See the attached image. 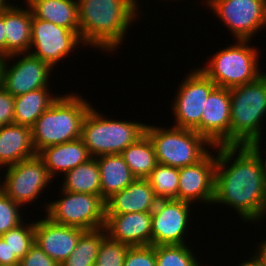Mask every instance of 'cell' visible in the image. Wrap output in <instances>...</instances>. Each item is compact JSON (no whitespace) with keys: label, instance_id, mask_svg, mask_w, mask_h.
I'll return each instance as SVG.
<instances>
[{"label":"cell","instance_id":"obj_1","mask_svg":"<svg viewBox=\"0 0 266 266\" xmlns=\"http://www.w3.org/2000/svg\"><path fill=\"white\" fill-rule=\"evenodd\" d=\"M213 204L232 208L254 228L266 219V176L248 145L217 146Z\"/></svg>","mask_w":266,"mask_h":266},{"label":"cell","instance_id":"obj_2","mask_svg":"<svg viewBox=\"0 0 266 266\" xmlns=\"http://www.w3.org/2000/svg\"><path fill=\"white\" fill-rule=\"evenodd\" d=\"M80 38L102 53L119 52L129 27L143 16L140 0H77ZM140 3V4H139ZM140 11V12H139ZM139 15V16H138ZM138 18V19H137ZM120 45V47H119ZM93 46V47H92Z\"/></svg>","mask_w":266,"mask_h":266},{"label":"cell","instance_id":"obj_3","mask_svg":"<svg viewBox=\"0 0 266 266\" xmlns=\"http://www.w3.org/2000/svg\"><path fill=\"white\" fill-rule=\"evenodd\" d=\"M87 100L73 91L59 95L31 127L36 153L43 148L81 138L83 120L93 106Z\"/></svg>","mask_w":266,"mask_h":266},{"label":"cell","instance_id":"obj_4","mask_svg":"<svg viewBox=\"0 0 266 266\" xmlns=\"http://www.w3.org/2000/svg\"><path fill=\"white\" fill-rule=\"evenodd\" d=\"M230 95V145H248L262 140L266 119V71L255 81L230 89Z\"/></svg>","mask_w":266,"mask_h":266},{"label":"cell","instance_id":"obj_5","mask_svg":"<svg viewBox=\"0 0 266 266\" xmlns=\"http://www.w3.org/2000/svg\"><path fill=\"white\" fill-rule=\"evenodd\" d=\"M232 40V45L211 53L206 64L199 66L216 86L227 89L253 82L265 73L259 67V48L251 46V40Z\"/></svg>","mask_w":266,"mask_h":266},{"label":"cell","instance_id":"obj_6","mask_svg":"<svg viewBox=\"0 0 266 266\" xmlns=\"http://www.w3.org/2000/svg\"><path fill=\"white\" fill-rule=\"evenodd\" d=\"M146 125L134 120L112 119L111 116L109 119L92 106L83 120L81 139L92 158L121 154L145 134Z\"/></svg>","mask_w":266,"mask_h":266},{"label":"cell","instance_id":"obj_7","mask_svg":"<svg viewBox=\"0 0 266 266\" xmlns=\"http://www.w3.org/2000/svg\"><path fill=\"white\" fill-rule=\"evenodd\" d=\"M157 161L174 168H182L199 162L214 147L192 129L146 125ZM210 147V148H209Z\"/></svg>","mask_w":266,"mask_h":266},{"label":"cell","instance_id":"obj_8","mask_svg":"<svg viewBox=\"0 0 266 266\" xmlns=\"http://www.w3.org/2000/svg\"><path fill=\"white\" fill-rule=\"evenodd\" d=\"M61 199L48 201L41 206L52 222L80 228L84 231L103 228L106 205L100 195L60 190ZM45 207V208H44Z\"/></svg>","mask_w":266,"mask_h":266},{"label":"cell","instance_id":"obj_9","mask_svg":"<svg viewBox=\"0 0 266 266\" xmlns=\"http://www.w3.org/2000/svg\"><path fill=\"white\" fill-rule=\"evenodd\" d=\"M2 173L1 190L15 203L26 208L36 203L38 196L51 184L52 178L43 160L35 155L29 159L7 166ZM35 201V202H34Z\"/></svg>","mask_w":266,"mask_h":266},{"label":"cell","instance_id":"obj_10","mask_svg":"<svg viewBox=\"0 0 266 266\" xmlns=\"http://www.w3.org/2000/svg\"><path fill=\"white\" fill-rule=\"evenodd\" d=\"M186 75L172 99L171 114L175 117L173 126L194 130L200 124L206 99L216 85L199 67L192 68Z\"/></svg>","mask_w":266,"mask_h":266},{"label":"cell","instance_id":"obj_11","mask_svg":"<svg viewBox=\"0 0 266 266\" xmlns=\"http://www.w3.org/2000/svg\"><path fill=\"white\" fill-rule=\"evenodd\" d=\"M207 10L217 15L235 40L252 41L266 28V0H215Z\"/></svg>","mask_w":266,"mask_h":266},{"label":"cell","instance_id":"obj_12","mask_svg":"<svg viewBox=\"0 0 266 266\" xmlns=\"http://www.w3.org/2000/svg\"><path fill=\"white\" fill-rule=\"evenodd\" d=\"M84 46L79 32L58 26L33 16L31 26V43L29 53L48 63L53 69L63 59L73 56Z\"/></svg>","mask_w":266,"mask_h":266},{"label":"cell","instance_id":"obj_13","mask_svg":"<svg viewBox=\"0 0 266 266\" xmlns=\"http://www.w3.org/2000/svg\"><path fill=\"white\" fill-rule=\"evenodd\" d=\"M52 72L53 68L48 63L30 53L13 54L5 57L1 86L16 97L43 87H50L49 84L52 83L49 82L53 80L50 78Z\"/></svg>","mask_w":266,"mask_h":266},{"label":"cell","instance_id":"obj_14","mask_svg":"<svg viewBox=\"0 0 266 266\" xmlns=\"http://www.w3.org/2000/svg\"><path fill=\"white\" fill-rule=\"evenodd\" d=\"M192 206V207H191ZM193 204L177 199L159 200L152 214V245L188 244ZM190 225V226H189Z\"/></svg>","mask_w":266,"mask_h":266},{"label":"cell","instance_id":"obj_15","mask_svg":"<svg viewBox=\"0 0 266 266\" xmlns=\"http://www.w3.org/2000/svg\"><path fill=\"white\" fill-rule=\"evenodd\" d=\"M216 162L217 147H214L199 162L180 168L178 200L195 206L196 202L213 206Z\"/></svg>","mask_w":266,"mask_h":266},{"label":"cell","instance_id":"obj_16","mask_svg":"<svg viewBox=\"0 0 266 266\" xmlns=\"http://www.w3.org/2000/svg\"><path fill=\"white\" fill-rule=\"evenodd\" d=\"M230 89L216 86L206 99L200 124L194 129L213 147L230 145Z\"/></svg>","mask_w":266,"mask_h":266},{"label":"cell","instance_id":"obj_17","mask_svg":"<svg viewBox=\"0 0 266 266\" xmlns=\"http://www.w3.org/2000/svg\"><path fill=\"white\" fill-rule=\"evenodd\" d=\"M35 243L59 265L74 251L84 230L52 222L48 217L34 221Z\"/></svg>","mask_w":266,"mask_h":266},{"label":"cell","instance_id":"obj_18","mask_svg":"<svg viewBox=\"0 0 266 266\" xmlns=\"http://www.w3.org/2000/svg\"><path fill=\"white\" fill-rule=\"evenodd\" d=\"M104 229L109 238L129 246L152 245L151 212L106 214Z\"/></svg>","mask_w":266,"mask_h":266},{"label":"cell","instance_id":"obj_19","mask_svg":"<svg viewBox=\"0 0 266 266\" xmlns=\"http://www.w3.org/2000/svg\"><path fill=\"white\" fill-rule=\"evenodd\" d=\"M159 199L147 179H135L120 192L105 201L106 214L152 212Z\"/></svg>","mask_w":266,"mask_h":266},{"label":"cell","instance_id":"obj_20","mask_svg":"<svg viewBox=\"0 0 266 266\" xmlns=\"http://www.w3.org/2000/svg\"><path fill=\"white\" fill-rule=\"evenodd\" d=\"M14 4L4 11L6 57L30 51L33 13L27 4Z\"/></svg>","mask_w":266,"mask_h":266},{"label":"cell","instance_id":"obj_21","mask_svg":"<svg viewBox=\"0 0 266 266\" xmlns=\"http://www.w3.org/2000/svg\"><path fill=\"white\" fill-rule=\"evenodd\" d=\"M37 155L43 160L52 179L60 178L59 173L65 174L92 158L81 138L43 148Z\"/></svg>","mask_w":266,"mask_h":266},{"label":"cell","instance_id":"obj_22","mask_svg":"<svg viewBox=\"0 0 266 266\" xmlns=\"http://www.w3.org/2000/svg\"><path fill=\"white\" fill-rule=\"evenodd\" d=\"M37 155L33 142L31 128L8 124L0 127V167L16 164L21 160Z\"/></svg>","mask_w":266,"mask_h":266},{"label":"cell","instance_id":"obj_23","mask_svg":"<svg viewBox=\"0 0 266 266\" xmlns=\"http://www.w3.org/2000/svg\"><path fill=\"white\" fill-rule=\"evenodd\" d=\"M96 159L100 170L101 197L105 201L136 179L121 154L102 155Z\"/></svg>","mask_w":266,"mask_h":266},{"label":"cell","instance_id":"obj_24","mask_svg":"<svg viewBox=\"0 0 266 266\" xmlns=\"http://www.w3.org/2000/svg\"><path fill=\"white\" fill-rule=\"evenodd\" d=\"M27 5L35 18L79 32L77 0H31Z\"/></svg>","mask_w":266,"mask_h":266},{"label":"cell","instance_id":"obj_25","mask_svg":"<svg viewBox=\"0 0 266 266\" xmlns=\"http://www.w3.org/2000/svg\"><path fill=\"white\" fill-rule=\"evenodd\" d=\"M51 90V87H43L14 97L13 123L31 128L59 97V93L54 94Z\"/></svg>","mask_w":266,"mask_h":266},{"label":"cell","instance_id":"obj_26","mask_svg":"<svg viewBox=\"0 0 266 266\" xmlns=\"http://www.w3.org/2000/svg\"><path fill=\"white\" fill-rule=\"evenodd\" d=\"M64 180L60 189L75 192L88 193L101 196L100 170L96 158L89 159L86 163L78 165L69 172L63 174Z\"/></svg>","mask_w":266,"mask_h":266},{"label":"cell","instance_id":"obj_27","mask_svg":"<svg viewBox=\"0 0 266 266\" xmlns=\"http://www.w3.org/2000/svg\"><path fill=\"white\" fill-rule=\"evenodd\" d=\"M121 155L137 179H146L158 165L153 145L146 134L130 144Z\"/></svg>","mask_w":266,"mask_h":266},{"label":"cell","instance_id":"obj_28","mask_svg":"<svg viewBox=\"0 0 266 266\" xmlns=\"http://www.w3.org/2000/svg\"><path fill=\"white\" fill-rule=\"evenodd\" d=\"M106 236L104 227L85 231L74 251L60 266H94L99 247Z\"/></svg>","mask_w":266,"mask_h":266},{"label":"cell","instance_id":"obj_29","mask_svg":"<svg viewBox=\"0 0 266 266\" xmlns=\"http://www.w3.org/2000/svg\"><path fill=\"white\" fill-rule=\"evenodd\" d=\"M159 200L177 199L179 186V169L160 164L146 178Z\"/></svg>","mask_w":266,"mask_h":266},{"label":"cell","instance_id":"obj_30","mask_svg":"<svg viewBox=\"0 0 266 266\" xmlns=\"http://www.w3.org/2000/svg\"><path fill=\"white\" fill-rule=\"evenodd\" d=\"M155 256L157 266H203L190 244L157 245Z\"/></svg>","mask_w":266,"mask_h":266},{"label":"cell","instance_id":"obj_31","mask_svg":"<svg viewBox=\"0 0 266 266\" xmlns=\"http://www.w3.org/2000/svg\"><path fill=\"white\" fill-rule=\"evenodd\" d=\"M11 249V256L23 258L35 243L34 221L21 223L1 236Z\"/></svg>","mask_w":266,"mask_h":266},{"label":"cell","instance_id":"obj_32","mask_svg":"<svg viewBox=\"0 0 266 266\" xmlns=\"http://www.w3.org/2000/svg\"><path fill=\"white\" fill-rule=\"evenodd\" d=\"M129 245L106 236L99 247L94 266H123Z\"/></svg>","mask_w":266,"mask_h":266},{"label":"cell","instance_id":"obj_33","mask_svg":"<svg viewBox=\"0 0 266 266\" xmlns=\"http://www.w3.org/2000/svg\"><path fill=\"white\" fill-rule=\"evenodd\" d=\"M21 209L24 208L10 199L2 190L0 191V236L26 220L22 216Z\"/></svg>","mask_w":266,"mask_h":266},{"label":"cell","instance_id":"obj_34","mask_svg":"<svg viewBox=\"0 0 266 266\" xmlns=\"http://www.w3.org/2000/svg\"><path fill=\"white\" fill-rule=\"evenodd\" d=\"M123 266H157L155 246H129Z\"/></svg>","mask_w":266,"mask_h":266},{"label":"cell","instance_id":"obj_35","mask_svg":"<svg viewBox=\"0 0 266 266\" xmlns=\"http://www.w3.org/2000/svg\"><path fill=\"white\" fill-rule=\"evenodd\" d=\"M18 266H60L49 257L36 243L27 254L19 260Z\"/></svg>","mask_w":266,"mask_h":266},{"label":"cell","instance_id":"obj_36","mask_svg":"<svg viewBox=\"0 0 266 266\" xmlns=\"http://www.w3.org/2000/svg\"><path fill=\"white\" fill-rule=\"evenodd\" d=\"M14 118V96L0 85V127L12 124Z\"/></svg>","mask_w":266,"mask_h":266},{"label":"cell","instance_id":"obj_37","mask_svg":"<svg viewBox=\"0 0 266 266\" xmlns=\"http://www.w3.org/2000/svg\"><path fill=\"white\" fill-rule=\"evenodd\" d=\"M19 265V259L11 256V249L8 243L0 236V266Z\"/></svg>","mask_w":266,"mask_h":266},{"label":"cell","instance_id":"obj_38","mask_svg":"<svg viewBox=\"0 0 266 266\" xmlns=\"http://www.w3.org/2000/svg\"><path fill=\"white\" fill-rule=\"evenodd\" d=\"M262 143V140H255L252 141L248 144V146L255 152L257 155L258 159L261 162L262 170L266 176V156L264 157V154H266V149L264 148V151L262 150L263 145L261 146L260 144ZM261 149V150H260ZM265 152V153H264ZM264 157V158H263Z\"/></svg>","mask_w":266,"mask_h":266},{"label":"cell","instance_id":"obj_39","mask_svg":"<svg viewBox=\"0 0 266 266\" xmlns=\"http://www.w3.org/2000/svg\"><path fill=\"white\" fill-rule=\"evenodd\" d=\"M257 247L254 252V256L261 263L262 266H266V237L265 240H261V242H257Z\"/></svg>","mask_w":266,"mask_h":266},{"label":"cell","instance_id":"obj_40","mask_svg":"<svg viewBox=\"0 0 266 266\" xmlns=\"http://www.w3.org/2000/svg\"><path fill=\"white\" fill-rule=\"evenodd\" d=\"M0 54L6 57V37L4 25V12L0 14Z\"/></svg>","mask_w":266,"mask_h":266},{"label":"cell","instance_id":"obj_41","mask_svg":"<svg viewBox=\"0 0 266 266\" xmlns=\"http://www.w3.org/2000/svg\"><path fill=\"white\" fill-rule=\"evenodd\" d=\"M250 255L252 256H250L249 259L243 260L241 263L237 264V266H262L253 253Z\"/></svg>","mask_w":266,"mask_h":266},{"label":"cell","instance_id":"obj_42","mask_svg":"<svg viewBox=\"0 0 266 266\" xmlns=\"http://www.w3.org/2000/svg\"><path fill=\"white\" fill-rule=\"evenodd\" d=\"M11 4L10 0H0V14Z\"/></svg>","mask_w":266,"mask_h":266},{"label":"cell","instance_id":"obj_43","mask_svg":"<svg viewBox=\"0 0 266 266\" xmlns=\"http://www.w3.org/2000/svg\"><path fill=\"white\" fill-rule=\"evenodd\" d=\"M4 61H5V57L0 54V85L2 81V67H3Z\"/></svg>","mask_w":266,"mask_h":266},{"label":"cell","instance_id":"obj_44","mask_svg":"<svg viewBox=\"0 0 266 266\" xmlns=\"http://www.w3.org/2000/svg\"><path fill=\"white\" fill-rule=\"evenodd\" d=\"M215 0H202V3L204 5L205 3V6L206 7H209Z\"/></svg>","mask_w":266,"mask_h":266},{"label":"cell","instance_id":"obj_45","mask_svg":"<svg viewBox=\"0 0 266 266\" xmlns=\"http://www.w3.org/2000/svg\"><path fill=\"white\" fill-rule=\"evenodd\" d=\"M0 172H2V170H4V169H2L1 167H0ZM0 175H3V174H1L0 173ZM1 186H2V176H0V191H1Z\"/></svg>","mask_w":266,"mask_h":266},{"label":"cell","instance_id":"obj_46","mask_svg":"<svg viewBox=\"0 0 266 266\" xmlns=\"http://www.w3.org/2000/svg\"><path fill=\"white\" fill-rule=\"evenodd\" d=\"M31 0H24V3L27 4L28 2H30Z\"/></svg>","mask_w":266,"mask_h":266}]
</instances>
